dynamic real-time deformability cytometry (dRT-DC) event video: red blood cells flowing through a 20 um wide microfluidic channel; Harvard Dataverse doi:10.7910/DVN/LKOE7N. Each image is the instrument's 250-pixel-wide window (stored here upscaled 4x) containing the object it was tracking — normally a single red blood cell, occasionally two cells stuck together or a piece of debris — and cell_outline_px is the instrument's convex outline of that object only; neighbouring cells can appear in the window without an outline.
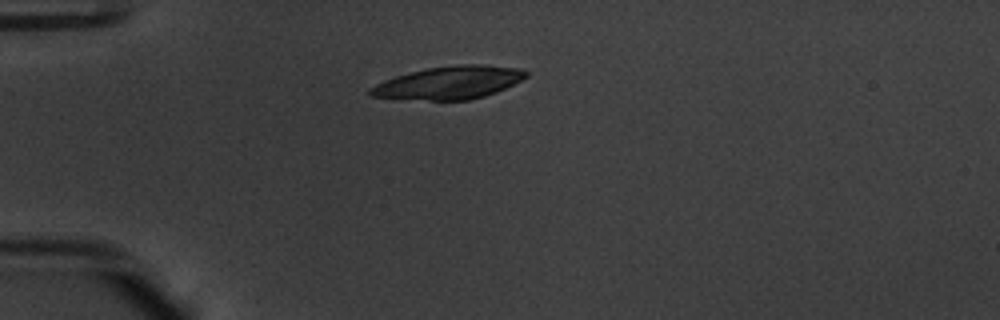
{"species": "common noctule bat (a hibernating species)", "species_latin": "Nyctalus noctula", "temperature_condition": "warm", "stored_images_in_passage": 34, "camera_frame_rate_fps": 3000, "um_per_image_px": 0.085, "animal": {"sex": "male", "body_mass_g": 20.1, "forearm_length_mm": 53.5}, "frame": {"image": 1, "passage_image": 1, "time_ms": 0.0, "image_size_px": [1000, 320], "cell_outline_px": [[528, 76], [496, 92], [484, 96], [468, 100], [428, 100], [368, 96], [368, 88], [376, 84], [396, 76], [428, 68], [456, 64], [484, 64], [520, 68], [528, 72]], "centroid_in_image_um": [38.18, 7.02], "position_along_channel_um": 46.8, "area_um2": 29.59}}